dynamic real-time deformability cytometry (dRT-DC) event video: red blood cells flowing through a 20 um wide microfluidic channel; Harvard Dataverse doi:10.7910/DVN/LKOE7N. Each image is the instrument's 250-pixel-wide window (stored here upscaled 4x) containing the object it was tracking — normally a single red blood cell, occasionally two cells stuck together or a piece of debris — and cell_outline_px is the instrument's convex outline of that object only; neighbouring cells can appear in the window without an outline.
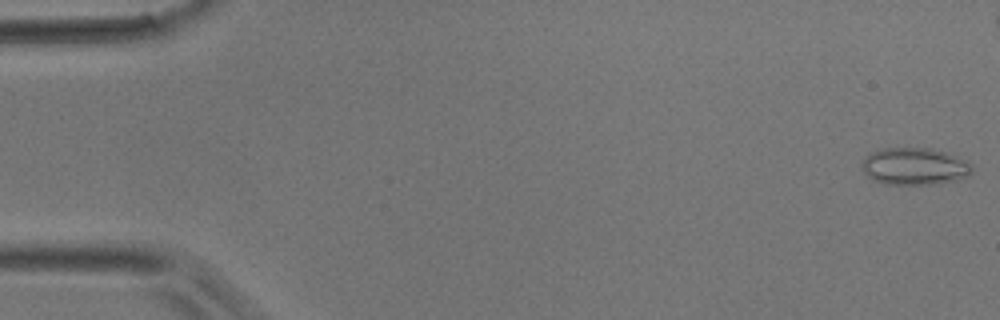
{"species": "common noctule bat (a hibernating species)", "species_latin": "Nyctalus noctula", "temperature_condition": "room temperature", "stored_images_in_passage": 41, "camera_frame_rate_fps": 3000, "um_per_image_px": 0.085, "animal": {"sex": "male", "body_mass_g": 17.9}, "frame": {"image": 1, "passage_image": 1, "time_ms": 0.0, "image_size_px": [1000, 320], "cell_outline_px": [[972, 172], [968, 176], [956, 180], [932, 184], [884, 184], [872, 180], [864, 172], [864, 160], [872, 152], [884, 148], [928, 148], [944, 152], [968, 160], [972, 164]], "centroid_in_image_um": [77.78, 14.15], "position_along_channel_um": 7.2, "area_um2": 23.64}}
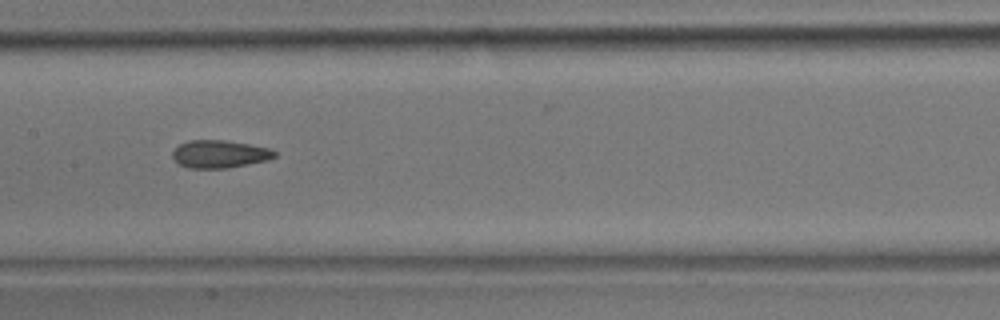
{"frame": {"image": 2, "passage_image": 23, "time_ms": 7.333, "image_size_px": [1000, 320], "cell_outline_px": [[276, 156], [268, 160], [228, 168], [188, 168], [180, 164], [172, 156], [172, 152], [180, 144], [188, 140], [224, 140], [248, 144], [268, 148], [276, 152]], "centroid_in_image_um": [18.66, 13.09], "position_along_channel_um": 188.7, "area_um2": 16.36}}
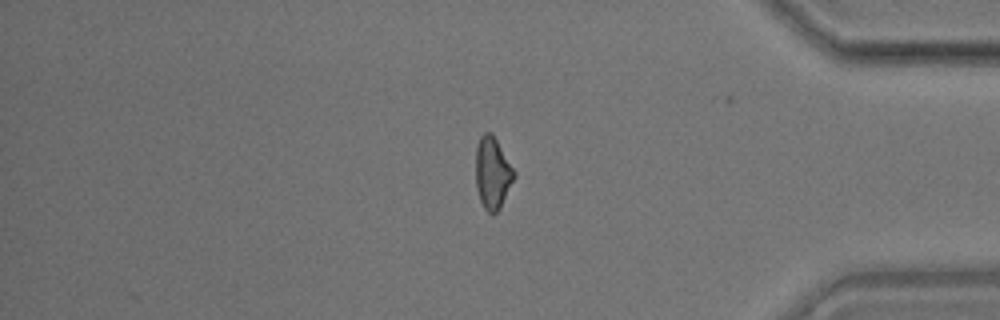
{"frame": {"image": 3, "passage_image": 39, "time_ms": 12.667, "image_size_px": [1000, 320], "cell_outline_px": [[516, 176], [500, 208], [492, 216], [484, 208], [480, 200], [476, 188], [476, 148], [480, 136], [484, 132], [492, 132], [516, 172]], "centroid_in_image_um": [41.87, 14.71], "position_along_channel_um": 393.3, "area_um2": 16.24}}